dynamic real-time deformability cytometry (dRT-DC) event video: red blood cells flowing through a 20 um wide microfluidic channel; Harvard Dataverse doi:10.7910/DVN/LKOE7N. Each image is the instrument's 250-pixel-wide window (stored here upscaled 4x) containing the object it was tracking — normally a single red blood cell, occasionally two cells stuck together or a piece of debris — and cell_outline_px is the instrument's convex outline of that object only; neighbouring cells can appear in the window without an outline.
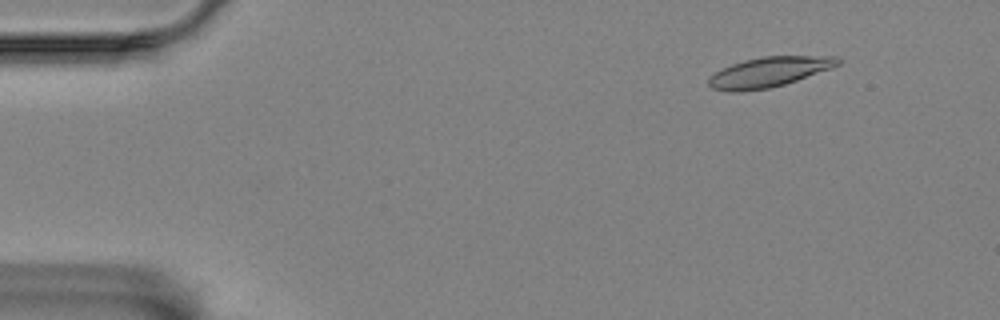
{"species": "Egyptian fruit bat (a non-hibernating species)", "species_latin": "Rousettus aegyptiacus", "temperature_condition": "room temperature", "stored_images_in_passage": 18, "camera_frame_rate_fps": 3000, "um_per_image_px": 0.085, "animal": {"sex": "female"}, "frame": {"image": 1, "passage_image": 7, "time_ms": 2.0, "image_size_px": [1000, 320], "cell_outline_px": [[840, 64], [832, 68], [784, 84], [768, 88], [740, 92], [728, 92], [712, 88], [708, 84], [708, 76], [720, 68], [744, 60], [764, 56], [836, 56], [840, 60]], "centroid_in_image_um": [65.31, 6.12], "position_along_channel_um": 19.7, "area_um2": 22.66}}